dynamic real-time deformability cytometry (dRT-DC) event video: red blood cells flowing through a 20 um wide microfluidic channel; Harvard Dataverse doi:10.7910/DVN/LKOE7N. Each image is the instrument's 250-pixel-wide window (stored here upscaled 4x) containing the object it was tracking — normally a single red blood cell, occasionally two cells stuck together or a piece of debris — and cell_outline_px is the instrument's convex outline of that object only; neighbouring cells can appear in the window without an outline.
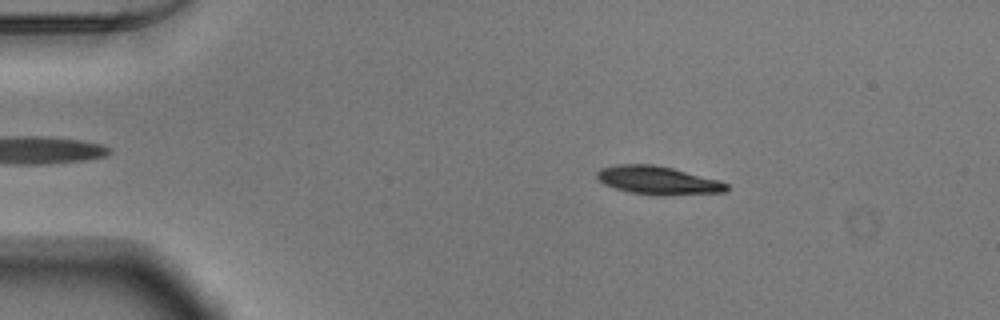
{"species": "Egyptian fruit bat (a non-hibernating species)", "species_latin": "Rousettus aegyptiacus", "temperature_condition": "warm", "stored_images_in_passage": 52, "camera_frame_rate_fps": 3000, "um_per_image_px": 0.085, "animal": {"sex": "male"}, "frame": {"image": 1, "passage_image": 9, "time_ms": 2.667, "image_size_px": [1000, 320], "cell_outline_px": [[728, 192], [632, 192], [616, 188], [604, 184], [596, 176], [596, 172], [600, 168], [616, 164], [652, 164], [672, 168], [720, 180], [728, 184]], "centroid_in_image_um": [55.86, 15.25], "position_along_channel_um": 29.1, "area_um2": 20.06}}
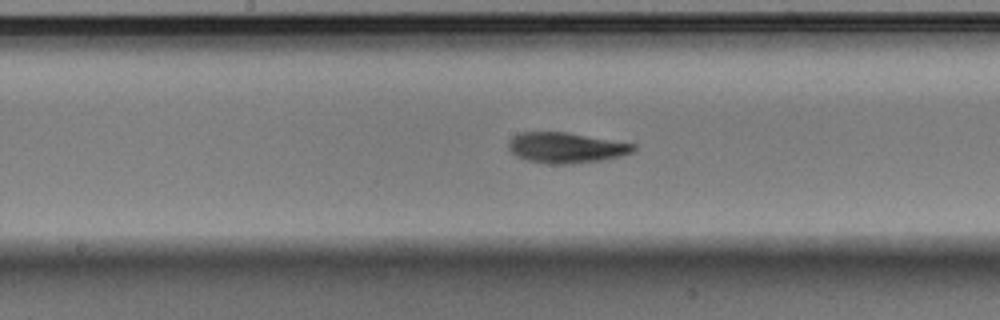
{"frame": {"image": 2, "passage_image": 27, "time_ms": 8.667, "image_size_px": [1000, 320], "cell_outline_px": [[636, 148], [632, 152], [620, 156], [600, 160], [572, 164], [544, 164], [524, 160], [516, 156], [508, 148], [508, 140], [512, 136], [520, 132], [564, 132], [636, 144]], "centroid_in_image_um": [48.05, 12.56], "position_along_channel_um": 200.1, "area_um2": 22.31}}
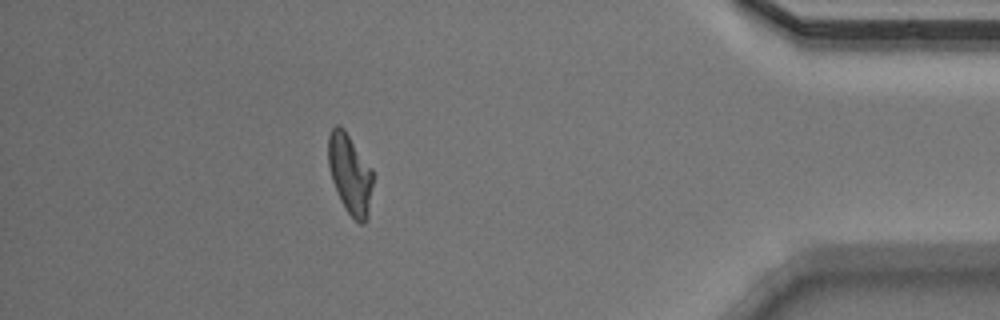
{"frame": {"image": 3, "passage_image": 46, "time_ms": 15.0, "image_size_px": [1000, 320], "cell_outline_px": [[372, 184], [368, 220], [364, 224], [360, 224], [348, 212], [340, 200], [332, 180], [328, 164], [328, 136], [332, 128], [336, 124], [340, 124], [344, 128], [372, 168]], "centroid_in_image_um": [29.74, 14.77], "position_along_channel_um": 405.5, "area_um2": 20.87}, "authors_computed_cell_mechanics": {"area_um2": 21.5883, "velocity_mm_per_s": 3.9187, "shape_relaxation_time_tau1_ms": 3.4868, "shape_relaxation_time_tau2_ms": 3.0379, "deformation_change_tau1": 0.1732, "deformation_change_tau2": 0.0967}}